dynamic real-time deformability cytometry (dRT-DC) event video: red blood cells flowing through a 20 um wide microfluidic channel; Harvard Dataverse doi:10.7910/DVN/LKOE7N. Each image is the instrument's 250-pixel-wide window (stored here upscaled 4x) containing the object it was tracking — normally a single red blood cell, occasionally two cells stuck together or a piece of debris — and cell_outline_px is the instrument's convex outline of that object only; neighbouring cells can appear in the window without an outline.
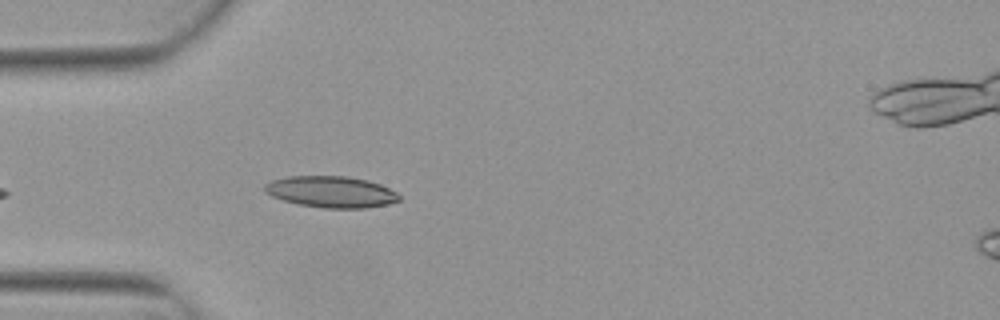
{"species": "Egyptian fruit bat (a non-hibernating species)", "species_latin": "Rousettus aegyptiacus", "temperature_condition": "warm", "stored_images_in_passage": 3, "camera_frame_rate_fps": 3000, "um_per_image_px": 0.085, "animal": {"sex": "female"}, "frame": {"image": 1, "passage_image": 3, "time_ms": 0.667, "image_size_px": [1000, 320], "cell_outline_px": [[400, 200], [388, 204], [364, 208], [324, 208], [300, 204], [284, 200], [272, 196], [264, 192], [264, 184], [272, 180], [288, 176], [348, 176], [368, 180], [380, 184], [396, 192], [400, 196]], "centroid_in_image_um": [28.14, 16.3], "position_along_channel_um": 56.9, "area_um2": 24.57}}